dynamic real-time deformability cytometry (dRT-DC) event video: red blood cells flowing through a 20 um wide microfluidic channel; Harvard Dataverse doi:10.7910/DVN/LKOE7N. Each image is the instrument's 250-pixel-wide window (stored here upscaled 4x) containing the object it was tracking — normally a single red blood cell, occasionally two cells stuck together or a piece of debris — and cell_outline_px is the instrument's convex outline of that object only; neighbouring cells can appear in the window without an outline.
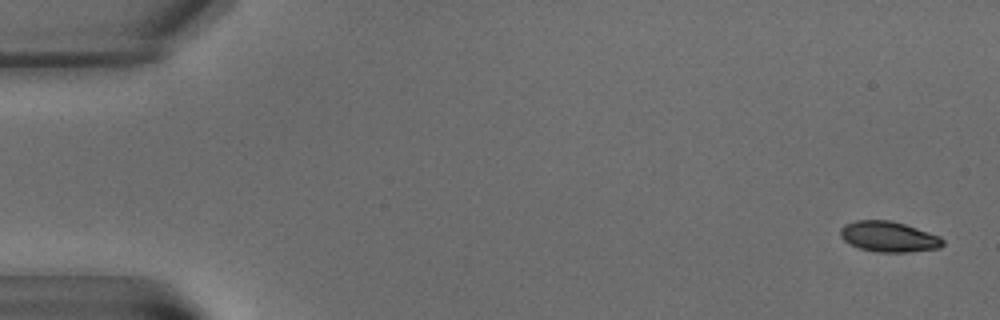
{"species": "common noctule bat (a hibernating species)", "species_latin": "Nyctalus noctula", "temperature_condition": "warm", "stored_images_in_passage": 7, "camera_frame_rate_fps": 3000, "um_per_image_px": 0.085, "animal": {"sex": "male", "body_mass_g": 15.6}, "frame": {"image": 1, "passage_image": 1, "time_ms": 0.0, "image_size_px": [1000, 320], "cell_outline_px": [[944, 244], [940, 248], [908, 252], [876, 252], [860, 248], [844, 240], [840, 236], [840, 228], [844, 224], [856, 220], [892, 220], [940, 236], [944, 240]], "centroid_in_image_um": [75.54, 20.11], "position_along_channel_um": 9.5, "area_um2": 18.21}}